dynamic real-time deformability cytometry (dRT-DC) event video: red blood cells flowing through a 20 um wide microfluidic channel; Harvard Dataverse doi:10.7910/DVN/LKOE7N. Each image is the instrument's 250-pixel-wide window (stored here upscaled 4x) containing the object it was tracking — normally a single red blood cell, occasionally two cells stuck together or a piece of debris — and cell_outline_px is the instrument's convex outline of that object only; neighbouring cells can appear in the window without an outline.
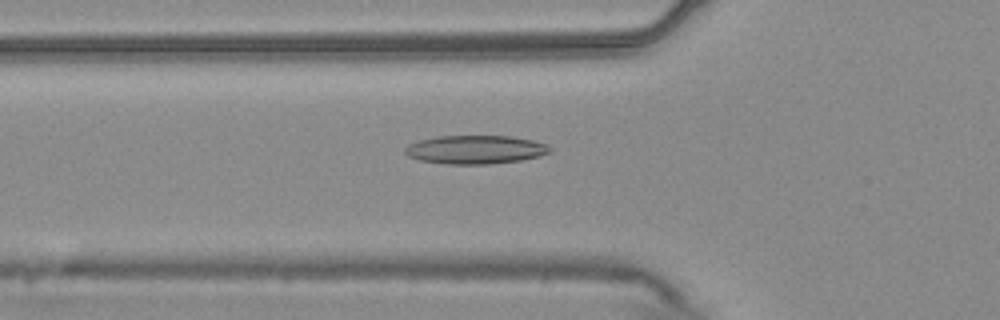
{"species": "common noctule bat (a hibernating species)", "species_latin": "Nyctalus noctula", "temperature_condition": "warm", "stored_images_in_passage": 26, "camera_frame_rate_fps": 3000, "um_per_image_px": 0.085, "animal": {"sex": "male", "body_mass_g": 20.4}, "frame": {"image": 1, "passage_image": 3, "time_ms": 0.667, "image_size_px": [1000, 320], "cell_outline_px": [[552, 152], [540, 156], [520, 160], [488, 164], [448, 164], [420, 160], [408, 156], [404, 152], [404, 148], [408, 144], [420, 140], [436, 136], [508, 136], [532, 140], [548, 144], [552, 148]], "centroid_in_image_um": [40.42, 12.71], "position_along_channel_um": 85.4, "area_um2": 24.16}}
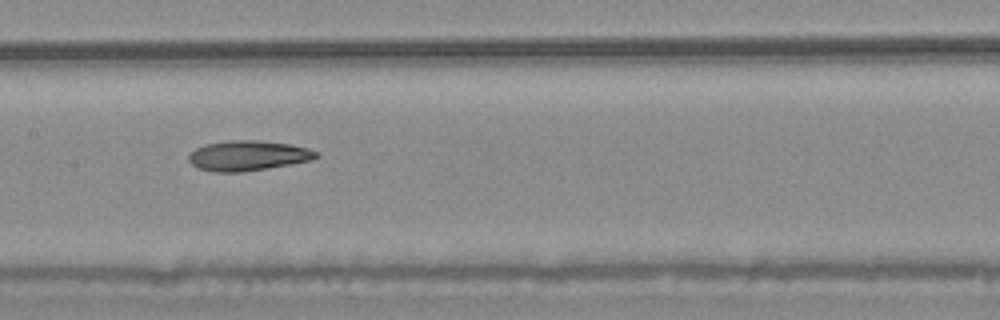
{"frame": {"image": 2, "passage_image": 11, "time_ms": 3.333, "image_size_px": [1000, 320], "cell_outline_px": [[320, 156], [312, 160], [268, 168], [240, 172], [212, 172], [200, 168], [192, 164], [188, 160], [188, 156], [196, 148], [204, 144], [228, 140], [256, 140], [288, 144], [308, 148], [320, 152]], "centroid_in_image_um": [21.09, 13.22], "position_along_channel_um": 186.3, "area_um2": 22.37}}
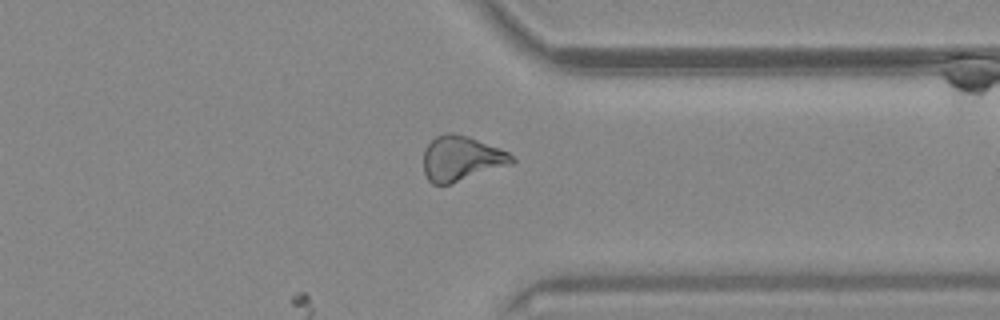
{"frame": {"image": 3, "passage_image": 26, "time_ms": 8.333, "image_size_px": [1000, 320], "cell_outline_px": [[516, 160], [512, 164], [448, 184], [432, 184], [428, 180], [424, 172], [424, 148], [436, 136], [448, 132], [452, 132], [468, 136], [500, 148], [508, 152]], "centroid_in_image_um": [39.2, 13.45], "position_along_channel_um": 372.2, "area_um2": 23.0}}